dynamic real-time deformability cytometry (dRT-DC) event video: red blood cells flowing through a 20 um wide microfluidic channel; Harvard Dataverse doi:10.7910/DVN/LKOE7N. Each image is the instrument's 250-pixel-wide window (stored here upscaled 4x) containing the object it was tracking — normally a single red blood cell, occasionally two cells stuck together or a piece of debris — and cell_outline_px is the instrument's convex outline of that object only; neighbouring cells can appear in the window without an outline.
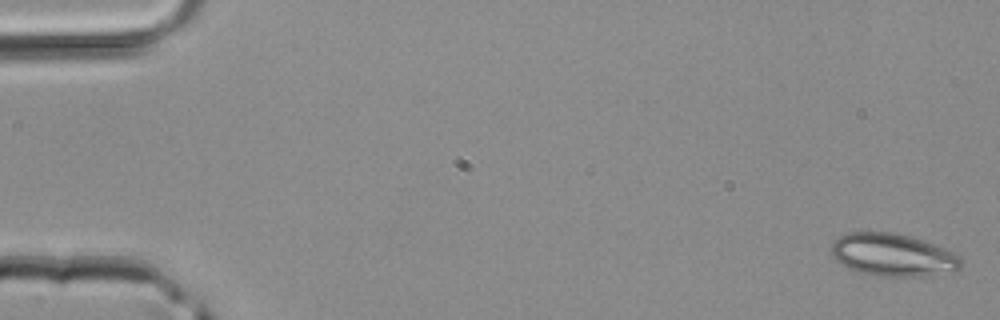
{"species": "common noctule bat (a hibernating species)", "species_latin": "Nyctalus noctula", "temperature_condition": "room temperature", "stored_images_in_passage": 4, "camera_frame_rate_fps": 3000, "um_per_image_px": 0.085, "animal": {"sex": "male", "body_mass_g": 20.4}, "frame": {"image": 1, "passage_image": 1, "time_ms": 0.0, "image_size_px": [1000, 320], "cell_outline_px": [[964, 264], [956, 272], [924, 276], [876, 276], [860, 272], [848, 268], [836, 260], [828, 252], [832, 244], [840, 236], [848, 232], [896, 232], [944, 248], [960, 256]], "centroid_in_image_um": [75.9, 21.68], "position_along_channel_um": 9.1, "area_um2": 32.43}}